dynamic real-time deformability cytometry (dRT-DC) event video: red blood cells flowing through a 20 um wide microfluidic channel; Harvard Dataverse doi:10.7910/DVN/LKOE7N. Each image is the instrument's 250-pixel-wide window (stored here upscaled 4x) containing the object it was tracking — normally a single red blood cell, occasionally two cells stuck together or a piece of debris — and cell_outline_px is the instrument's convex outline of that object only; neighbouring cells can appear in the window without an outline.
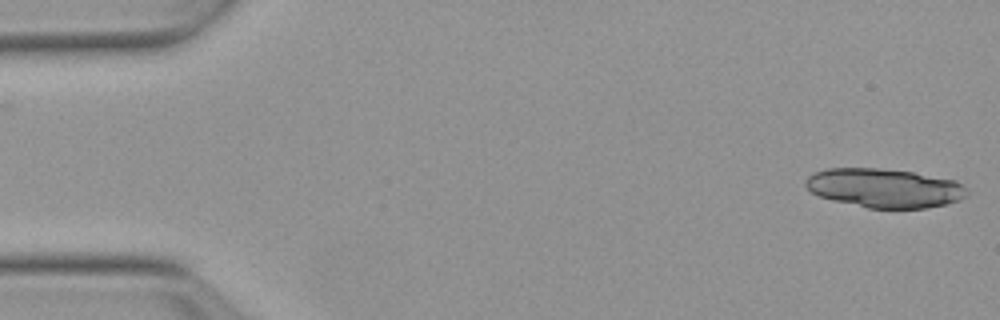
{"species": "Egyptian fruit bat (a non-hibernating species)", "species_latin": "Rousettus aegyptiacus", "temperature_condition": "warm", "stored_images_in_passage": 23, "camera_frame_rate_fps": 3000, "um_per_image_px": 0.085, "animal": {"sex": "female"}, "frame": {"image": 1, "passage_image": 1, "time_ms": 0.0, "image_size_px": [1000, 320], "cell_outline_px": [[968, 196], [960, 200], [948, 204], [928, 208], [868, 208], [832, 200], [820, 196], [812, 192], [804, 184], [804, 180], [808, 176], [816, 172], [828, 168], [880, 168], [912, 172], [956, 180], [968, 188]], "centroid_in_image_um": [75.22, 15.99], "position_along_channel_um": 9.8, "area_um2": 36.93}}